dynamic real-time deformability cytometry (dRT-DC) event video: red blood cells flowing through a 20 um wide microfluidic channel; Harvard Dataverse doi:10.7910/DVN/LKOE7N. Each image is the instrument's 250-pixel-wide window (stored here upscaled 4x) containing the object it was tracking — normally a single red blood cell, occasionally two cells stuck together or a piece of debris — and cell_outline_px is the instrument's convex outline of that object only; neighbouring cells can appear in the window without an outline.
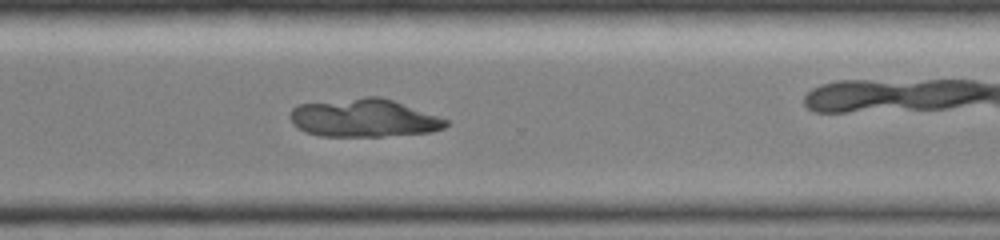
{"species": "common noctule bat (a hibernating species)", "species_latin": "Nyctalus noctula", "temperature_condition": "room temperature", "stored_images_in_passage": 34, "camera_frame_rate_fps": 3000, "um_per_image_px": 0.085, "animal": {"sex": "female", "body_mass_g": 19.0, "forearm_length_mm": 51.5}, "frame": {"image": 1, "passage_image": 22, "time_ms": 7.0, "image_size_px": [1000, 240], "cell_outline_px": [[448, 124], [444, 128], [432, 132], [380, 136], [320, 136], [308, 132], [292, 124], [292, 108], [300, 104], [364, 96], [380, 96], [392, 100], [448, 120]], "centroid_in_image_um": [30.94, 10.02], "position_along_channel_um": 339.7, "area_um2": 34.16}}